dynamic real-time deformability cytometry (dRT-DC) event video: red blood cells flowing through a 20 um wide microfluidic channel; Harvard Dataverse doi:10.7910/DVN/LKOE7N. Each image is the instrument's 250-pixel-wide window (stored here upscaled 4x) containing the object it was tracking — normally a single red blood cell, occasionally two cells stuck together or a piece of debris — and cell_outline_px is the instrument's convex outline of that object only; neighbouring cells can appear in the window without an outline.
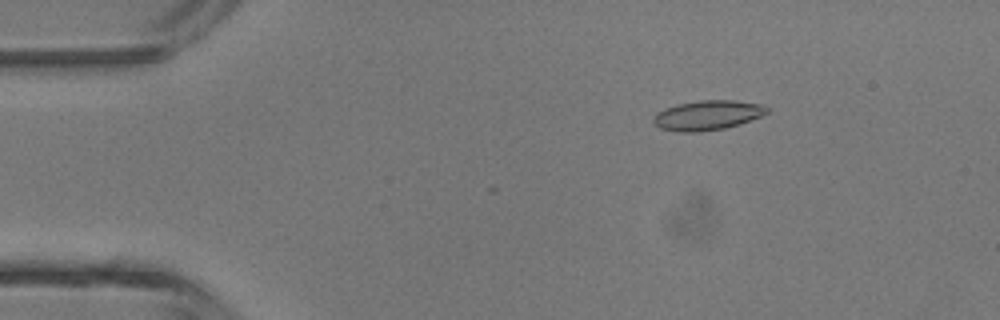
{"species": "common noctule bat (a hibernating species)", "species_latin": "Nyctalus noctula", "temperature_condition": "room temperature", "stored_images_in_passage": 4, "camera_frame_rate_fps": 3000, "um_per_image_px": 0.085, "animal": {"sex": "male", "body_mass_g": 13.3}, "frame": {"image": 1, "passage_image": 1, "time_ms": 0.0, "image_size_px": [1000, 320], "cell_outline_px": [[768, 112], [760, 116], [740, 124], [724, 128], [700, 132], [680, 132], [660, 128], [652, 120], [656, 112], [664, 108], [676, 104], [700, 100], [732, 100], [764, 104], [768, 108]], "centroid_in_image_um": [60.12, 9.79], "position_along_channel_um": 24.9, "area_um2": 19.71}}
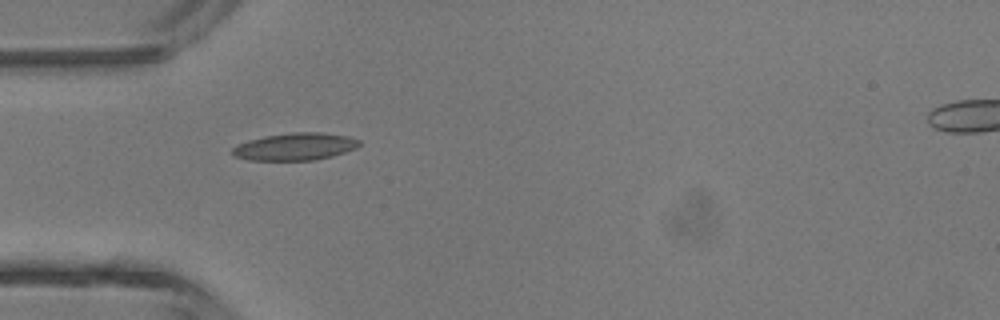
{"frame": {"image": 2, "passage_image": 3, "time_ms": 0.667, "image_size_px": [1000, 320], "cell_outline_px": [[360, 144], [356, 148], [332, 156], [316, 160], [248, 160], [232, 156], [232, 148], [236, 144], [248, 140], [264, 136], [292, 132], [320, 132], [348, 136], [360, 140]], "centroid_in_image_um": [25.05, 12.46], "position_along_channel_um": 59.9, "area_um2": 20.35}}
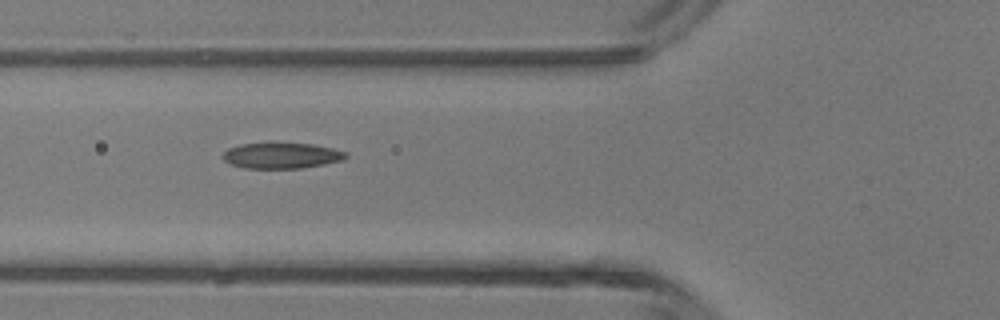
{"frame": {"image": 3, "passage_image": 4, "time_ms": 1.0, "image_size_px": [1000, 320], "cell_outline_px": [[348, 156], [344, 160], [324, 164], [300, 168], [244, 168], [232, 164], [224, 160], [224, 152], [228, 148], [240, 144], [272, 140], [312, 144], [332, 148], [348, 152]], "centroid_in_image_um": [23.94, 13.17], "position_along_channel_um": 101.9, "area_um2": 19.19}}